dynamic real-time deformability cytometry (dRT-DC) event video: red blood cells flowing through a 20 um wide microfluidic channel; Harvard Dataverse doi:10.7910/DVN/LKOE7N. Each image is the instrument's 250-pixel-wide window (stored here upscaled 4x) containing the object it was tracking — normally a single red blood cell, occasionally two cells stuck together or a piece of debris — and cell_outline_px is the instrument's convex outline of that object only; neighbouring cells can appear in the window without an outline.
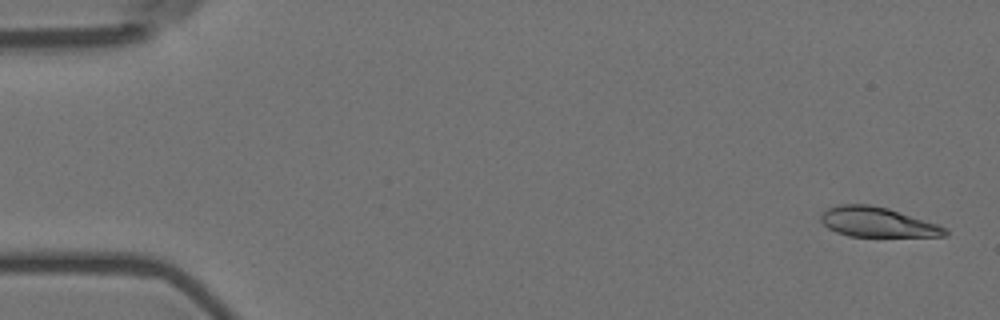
{"species": "Egyptian fruit bat (a non-hibernating species)", "species_latin": "Rousettus aegyptiacus", "temperature_condition": "room temperature", "stored_images_in_passage": 56, "camera_frame_rate_fps": 3000, "um_per_image_px": 0.085, "animal": {"sex": "female"}, "frame": {"image": 1, "passage_image": 2, "time_ms": 0.333, "image_size_px": [1000, 320], "cell_outline_px": [[948, 236], [848, 236], [836, 232], [828, 228], [820, 220], [820, 216], [828, 208], [836, 204], [868, 204], [888, 208], [948, 228]], "centroid_in_image_um": [74.56, 18.88], "position_along_channel_um": 10.4, "area_um2": 21.44}}
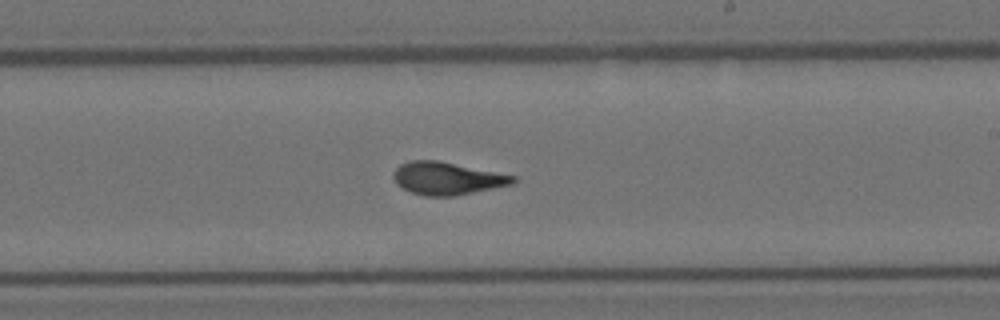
{"frame": {"image": 2, "passage_image": 33, "time_ms": 10.667, "image_size_px": [1000, 320], "cell_outline_px": [[516, 180], [512, 184], [456, 196], [424, 196], [412, 192], [396, 184], [392, 176], [392, 172], [400, 164], [412, 160], [436, 160], [516, 176]], "centroid_in_image_um": [37.97, 15.16], "position_along_channel_um": 251.0, "area_um2": 22.6}}
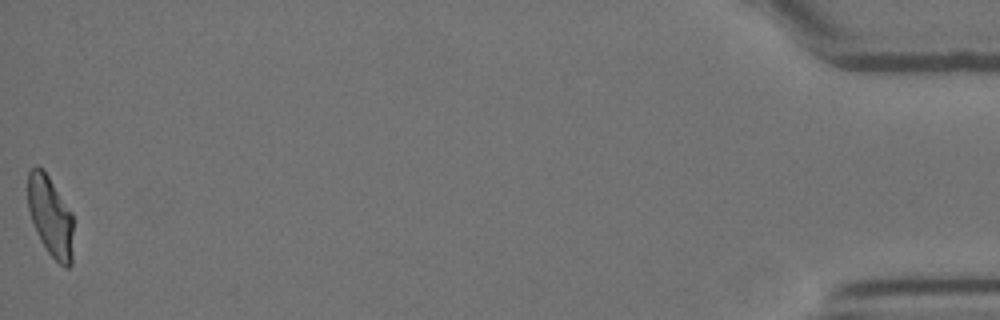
{"frame": {"image": 3, "passage_image": 56, "time_ms": 18.333, "image_size_px": [1000, 320], "cell_outline_px": [[72, 264], [68, 268], [64, 268], [48, 252], [40, 240], [32, 220], [28, 208], [28, 172], [36, 164], [44, 168], [72, 212]], "centroid_in_image_um": [4.29, 18.35], "position_along_channel_um": 430.9, "area_um2": 21.44}, "authors_computed_cell_mechanics": {"area_um2": 22.542, "velocity_mm_per_s": 3.6077, "shape_relaxation_time_tau1_ms": 7.1887, "shape_relaxation_time_tau2_ms": 1.394, "deformation_change_tau1": 0.2515, "deformation_change_tau2": 0.0973}}